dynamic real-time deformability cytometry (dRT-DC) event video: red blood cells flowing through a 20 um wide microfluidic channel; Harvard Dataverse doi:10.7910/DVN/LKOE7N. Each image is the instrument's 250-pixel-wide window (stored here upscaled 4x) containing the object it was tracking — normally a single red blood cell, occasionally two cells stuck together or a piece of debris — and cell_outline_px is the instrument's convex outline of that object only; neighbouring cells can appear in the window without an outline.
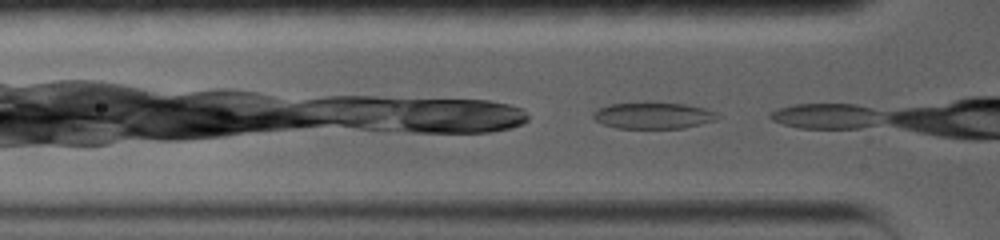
{"species": "common noctule bat (a hibernating species)", "species_latin": "Nyctalus noctula", "temperature_condition": "warm", "stored_images_in_passage": 3, "camera_frame_rate_fps": 5000, "um_per_image_px": 0.085, "animal": {"sex": "female", "body_mass_g": 19.0, "forearm_length_mm": 56.7}, "frame": {"image": 1, "passage_image": 2, "time_ms": 0.2, "image_size_px": [1000, 240], "cell_outline_px": [[720, 116], [716, 120], [684, 128], [616, 128], [604, 124], [596, 120], [592, 116], [592, 112], [596, 108], [608, 104], [644, 100], [684, 104], [704, 108], [716, 112]], "centroid_in_image_um": [55.47, 9.78], "position_along_channel_um": 70.3, "area_um2": 19.83}}